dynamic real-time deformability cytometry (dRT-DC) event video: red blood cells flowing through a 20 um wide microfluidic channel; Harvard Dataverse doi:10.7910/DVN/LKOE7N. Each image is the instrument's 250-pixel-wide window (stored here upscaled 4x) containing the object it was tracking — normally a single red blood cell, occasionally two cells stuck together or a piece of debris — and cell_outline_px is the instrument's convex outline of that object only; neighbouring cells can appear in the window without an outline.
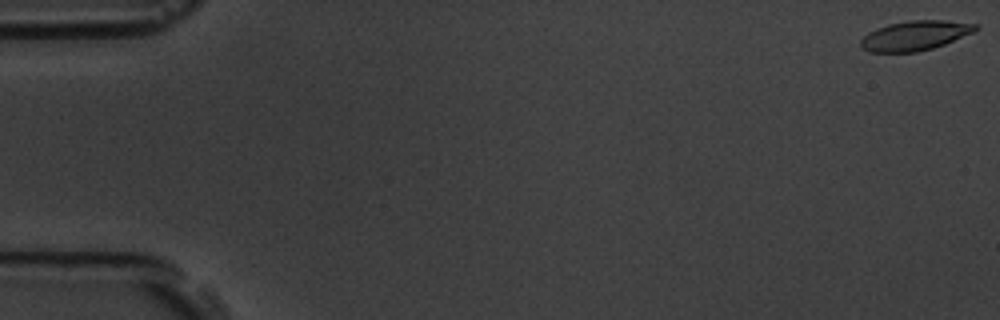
{"species": "common noctule bat (a hibernating species)", "species_latin": "Nyctalus noctula", "temperature_condition": "room temperature", "stored_images_in_passage": 11, "camera_frame_rate_fps": 3000, "um_per_image_px": 0.085, "animal": {"sex": "male", "body_mass_g": 19.5, "forearm_length_mm": 54.6}, "frame": {"image": 1, "passage_image": 1, "time_ms": 0.0, "image_size_px": [1000, 320], "cell_outline_px": [[980, 28], [976, 32], [944, 44], [932, 48], [916, 52], [868, 52], [860, 44], [860, 40], [868, 32], [876, 28], [888, 24], [908, 20], [944, 20], [980, 24]], "centroid_in_image_um": [77.82, 3.01], "position_along_channel_um": 7.2, "area_um2": 20.06}}